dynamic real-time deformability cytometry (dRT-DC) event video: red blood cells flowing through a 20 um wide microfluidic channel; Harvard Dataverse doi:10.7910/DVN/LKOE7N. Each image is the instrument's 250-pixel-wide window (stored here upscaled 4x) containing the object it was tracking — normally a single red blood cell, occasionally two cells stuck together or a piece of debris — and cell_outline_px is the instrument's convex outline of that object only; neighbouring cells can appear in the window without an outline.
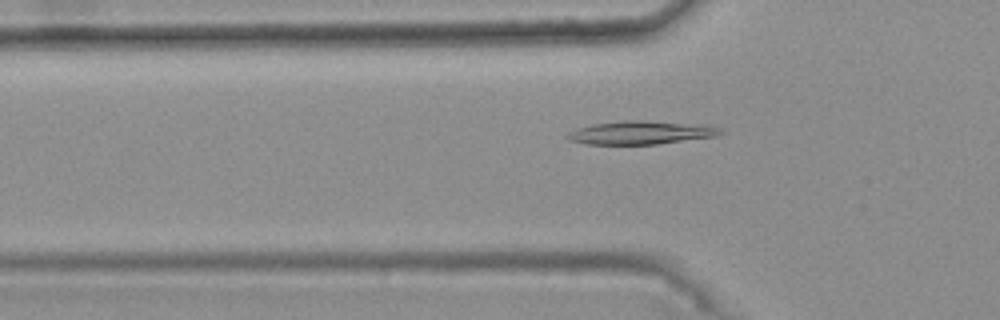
{"species": "common noctule bat (a hibernating species)", "species_latin": "Nyctalus noctula", "temperature_condition": "warm", "stored_images_in_passage": 44, "camera_frame_rate_fps": 3000, "um_per_image_px": 0.085, "animal": {"sex": "female", "body_mass_g": 25.1}, "frame": {"image": 1, "passage_image": 12, "time_ms": 3.667, "image_size_px": [1000, 320], "cell_outline_px": [[724, 132], [716, 136], [656, 144], [584, 144], [568, 140], [564, 136], [568, 132], [576, 128], [592, 124], [624, 120], [644, 120], [708, 124], [720, 128]], "centroid_in_image_um": [54.47, 11.26], "position_along_channel_um": 71.3, "area_um2": 21.15}}
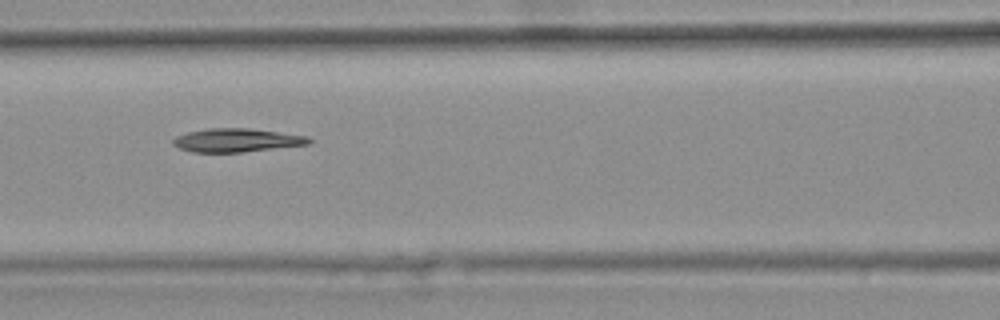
{"frame": {"image": 2, "passage_image": 18, "time_ms": 5.667, "image_size_px": [1000, 320], "cell_outline_px": [[312, 144], [244, 152], [192, 152], [180, 148], [172, 144], [172, 140], [176, 136], [188, 132], [208, 128], [248, 128], [308, 136], [312, 140]], "centroid_in_image_um": [20.14, 11.92], "position_along_channel_um": 146.5, "area_um2": 18.67}}
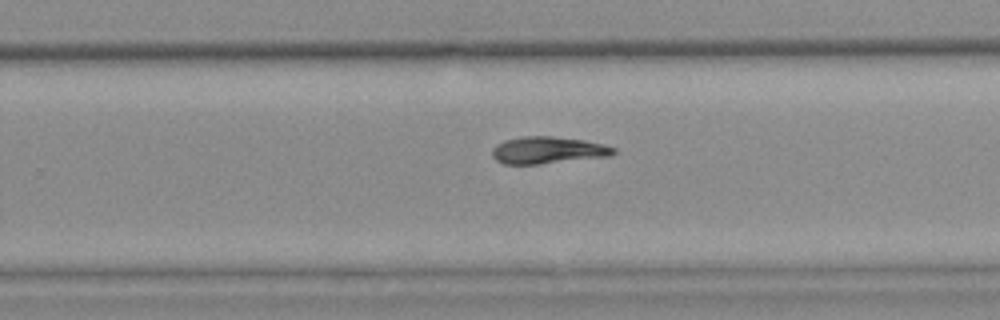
{"frame": {"image": 3, "passage_image": 29, "time_ms": 9.333, "image_size_px": [1000, 320], "cell_outline_px": [[616, 152], [608, 156], [540, 164], [504, 164], [496, 160], [492, 156], [492, 148], [496, 144], [504, 140], [524, 136], [552, 136], [584, 140], [604, 144], [616, 148]], "centroid_in_image_um": [46.54, 12.76], "position_along_channel_um": 283.3, "area_um2": 19.13}}